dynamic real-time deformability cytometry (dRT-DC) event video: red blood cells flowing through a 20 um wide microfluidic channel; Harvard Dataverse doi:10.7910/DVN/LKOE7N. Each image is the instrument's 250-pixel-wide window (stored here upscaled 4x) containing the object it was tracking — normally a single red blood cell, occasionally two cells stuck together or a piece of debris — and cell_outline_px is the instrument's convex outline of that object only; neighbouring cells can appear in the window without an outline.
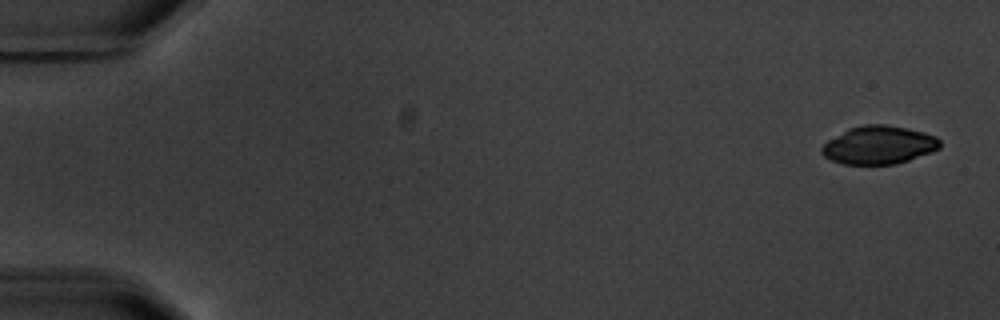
{"species": "common noctule bat (a hibernating species)", "species_latin": "Nyctalus noctula", "temperature_condition": "warm", "stored_images_in_passage": 5, "camera_frame_rate_fps": 3000, "um_per_image_px": 0.085, "animal": {"sex": "male", "body_mass_g": 20.1, "forearm_length_mm": 53.5}, "frame": {"image": 1, "passage_image": 1, "time_ms": 0.0, "image_size_px": [1000, 320], "cell_outline_px": [[940, 148], [932, 152], [896, 164], [840, 164], [824, 156], [820, 152], [820, 148], [828, 140], [848, 128], [864, 124], [884, 124], [924, 132], [936, 136], [940, 140]], "centroid_in_image_um": [74.69, 12.33], "position_along_channel_um": 10.3, "area_um2": 26.3}}